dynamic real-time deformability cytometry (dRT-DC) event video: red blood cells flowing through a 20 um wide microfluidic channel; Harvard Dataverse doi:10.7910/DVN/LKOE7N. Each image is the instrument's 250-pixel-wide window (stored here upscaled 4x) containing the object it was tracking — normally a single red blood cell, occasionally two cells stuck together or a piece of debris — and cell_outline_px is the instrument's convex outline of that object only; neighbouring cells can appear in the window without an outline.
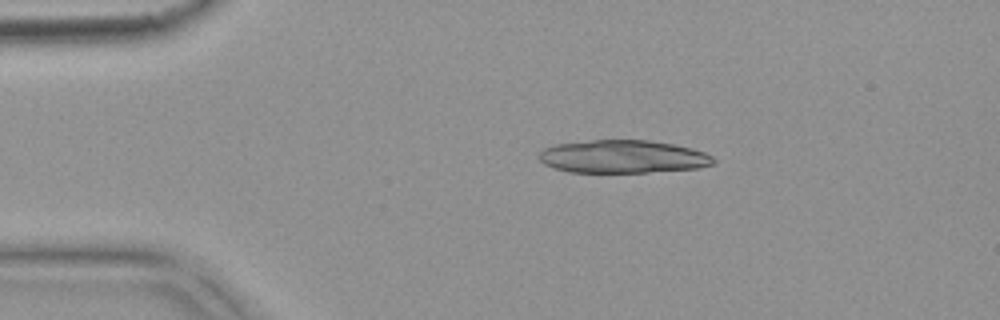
{"species": "common noctule bat (a hibernating species)", "species_latin": "Nyctalus noctula", "temperature_condition": "warm", "stored_images_in_passage": 3, "camera_frame_rate_fps": 3000, "um_per_image_px": 0.085, "animal": {"sex": "female", "body_mass_g": 18.4}, "frame": {"image": 1, "passage_image": 2, "time_ms": 0.333, "image_size_px": [1000, 320], "cell_outline_px": [[716, 160], [712, 164], [700, 168], [648, 172], [568, 172], [544, 164], [536, 156], [544, 148], [556, 144], [592, 140], [648, 140], [672, 144], [692, 148], [704, 152], [712, 156]], "centroid_in_image_um": [52.94, 13.31], "position_along_channel_um": 32.1, "area_um2": 33.52}}